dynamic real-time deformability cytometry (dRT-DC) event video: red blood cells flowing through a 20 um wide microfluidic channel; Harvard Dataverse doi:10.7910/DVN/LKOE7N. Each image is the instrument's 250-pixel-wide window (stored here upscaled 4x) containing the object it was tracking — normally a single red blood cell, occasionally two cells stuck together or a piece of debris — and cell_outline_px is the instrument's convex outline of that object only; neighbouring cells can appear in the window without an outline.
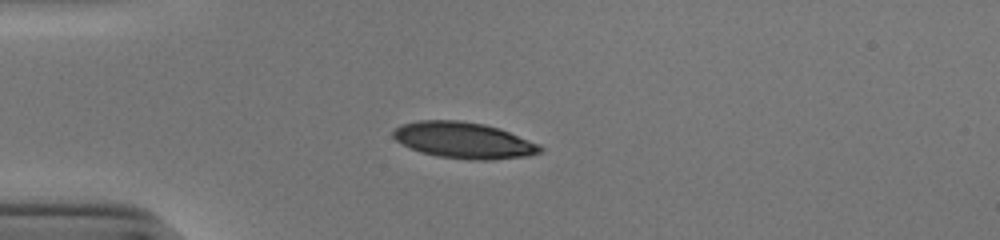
{"species": "human", "species_latin": "Homo sapiens", "temperature_condition": "cold", "stored_images_in_passage": 39, "camera_frame_rate_fps": 3000, "um_per_image_px": 0.085, "donor": {"sex": "male"}, "frame": {"image": 1, "passage_image": 1, "time_ms": 0.0, "image_size_px": [1000, 240], "cell_outline_px": [[544, 148], [540, 152], [528, 156], [492, 160], [472, 160], [436, 156], [420, 152], [396, 140], [392, 136], [392, 132], [400, 124], [420, 120], [460, 120], [484, 124], [500, 128], [540, 144]], "centroid_in_image_um": [39.44, 11.92], "position_along_channel_um": 45.6, "area_um2": 31.15}}
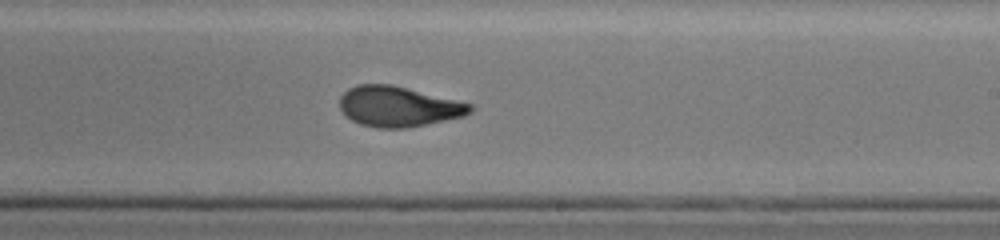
{"frame": {"image": 2, "passage_image": 19, "time_ms": 6.0, "image_size_px": [1000, 240], "cell_outline_px": [[476, 108], [472, 112], [464, 116], [404, 128], [376, 128], [360, 124], [344, 116], [340, 108], [340, 96], [348, 88], [356, 84], [392, 84], [472, 104]], "centroid_in_image_um": [33.84, 9.05], "position_along_channel_um": 255.2, "area_um2": 30.69}}
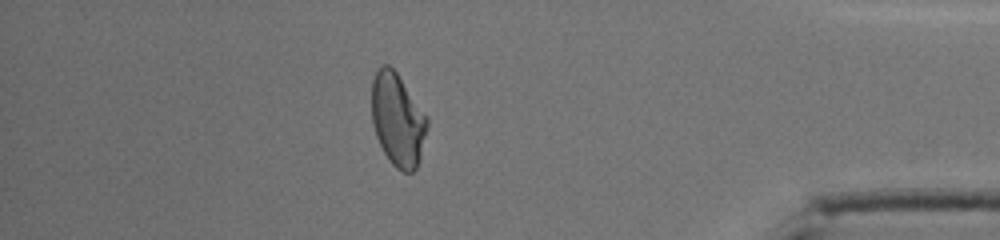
{"frame": {"image": 3, "passage_image": 33, "time_ms": 10.667, "image_size_px": [1000, 240], "cell_outline_px": [[428, 124], [420, 156], [416, 168], [412, 172], [404, 172], [396, 168], [388, 160], [376, 136], [372, 124], [372, 80], [380, 64], [388, 64], [396, 72], [428, 116]], "centroid_in_image_um": [33.79, 10.16], "position_along_channel_um": 401.4, "area_um2": 30.0}, "authors_computed_cell_mechanics": {"area_um2": 30.9808, "velocity_mm_per_s": 3.8855, "shape_relaxation_time_tau1_ms": 4.3876, "shape_relaxation_time_tau2_ms": 1.045, "deformation_change_tau1": 0.1733, "deformation_change_tau2": 0.0666}}